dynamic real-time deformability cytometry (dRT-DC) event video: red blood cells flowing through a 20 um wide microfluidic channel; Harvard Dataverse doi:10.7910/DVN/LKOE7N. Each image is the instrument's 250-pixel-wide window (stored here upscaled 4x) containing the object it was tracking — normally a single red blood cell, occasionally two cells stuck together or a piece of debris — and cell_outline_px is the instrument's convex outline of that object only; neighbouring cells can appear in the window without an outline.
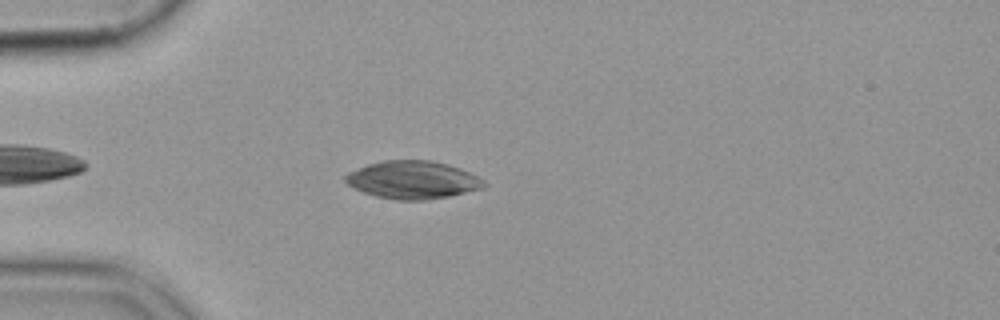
{"species": "common noctule bat (a hibernating species)", "species_latin": "Nyctalus noctula", "temperature_condition": "cold", "stored_images_in_passage": 46, "camera_frame_rate_fps": 3000, "um_per_image_px": 0.085, "animal": {"sex": "female", "body_mass_g": 19.9}, "frame": {"image": 1, "passage_image": 6, "time_ms": 1.667, "image_size_px": [1000, 320], "cell_outline_px": [[488, 184], [484, 188], [448, 196], [424, 200], [396, 200], [376, 196], [364, 192], [348, 184], [344, 180], [344, 176], [348, 172], [368, 164], [384, 160], [432, 160], [448, 164], [460, 168], [484, 180]], "centroid_in_image_um": [35.09, 15.28], "position_along_channel_um": 49.9, "area_um2": 30.46}}
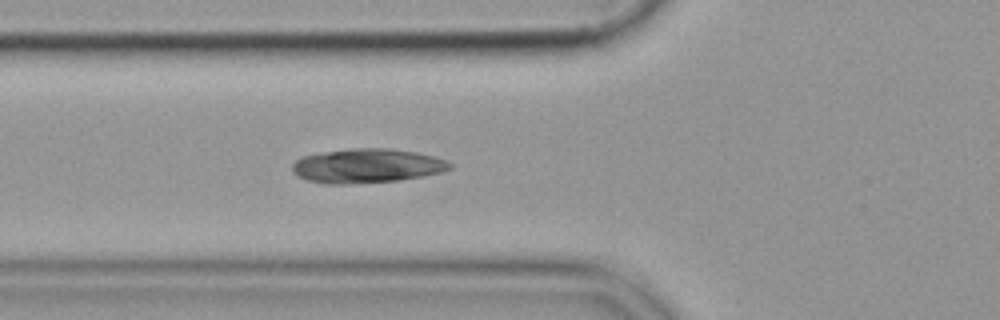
{"frame": {"image": 2, "passage_image": 11, "time_ms": 3.333, "image_size_px": [1000, 320], "cell_outline_px": [[452, 168], [440, 172], [424, 176], [400, 180], [348, 184], [324, 184], [308, 180], [296, 176], [292, 172], [292, 164], [296, 160], [304, 156], [324, 152], [352, 148], [388, 148], [416, 152], [432, 156], [444, 160], [452, 164]], "centroid_in_image_um": [31.17, 14.1], "position_along_channel_um": 94.6, "area_um2": 31.39}}
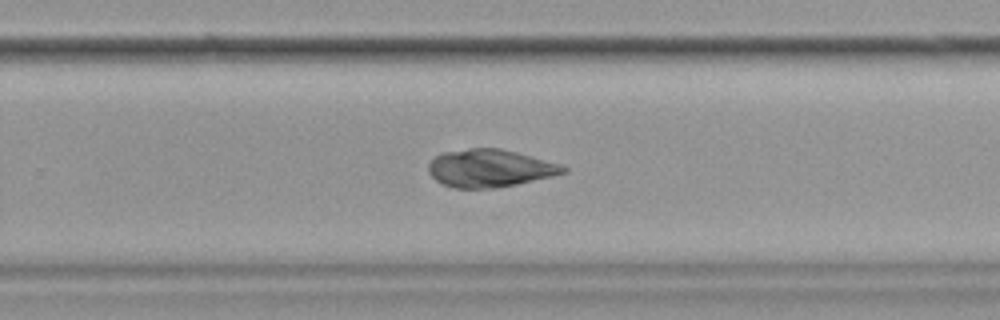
{"frame": {"image": 3, "passage_image": 27, "time_ms": 8.667, "image_size_px": [1000, 320], "cell_outline_px": [[568, 172], [552, 176], [516, 184], [492, 188], [452, 188], [440, 184], [428, 172], [428, 164], [436, 156], [444, 152], [468, 148], [500, 148], [516, 152], [556, 164], [568, 168]], "centroid_in_image_um": [41.57, 14.31], "position_along_channel_um": 288.2, "area_um2": 29.3}}